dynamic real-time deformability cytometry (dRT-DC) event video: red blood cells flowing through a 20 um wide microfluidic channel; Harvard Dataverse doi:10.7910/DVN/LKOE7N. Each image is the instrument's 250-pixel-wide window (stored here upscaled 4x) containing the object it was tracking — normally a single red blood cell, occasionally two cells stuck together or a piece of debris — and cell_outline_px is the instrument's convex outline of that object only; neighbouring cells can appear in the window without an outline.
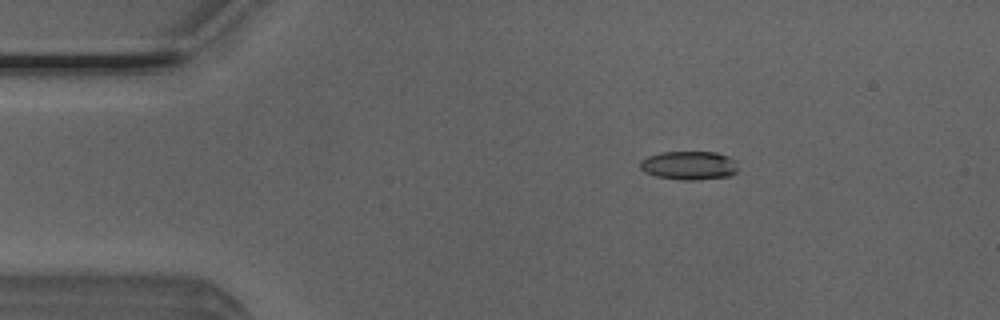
{"species": "Egyptian fruit bat (a non-hibernating species)", "species_latin": "Rousettus aegyptiacus", "temperature_condition": "room temperature", "stored_images_in_passage": 6, "camera_frame_rate_fps": 3000, "um_per_image_px": 0.085, "animal": {"sex": "male"}, "frame": {"image": 1, "passage_image": 3, "time_ms": 0.667, "image_size_px": [1000, 320], "cell_outline_px": [[736, 172], [728, 176], [696, 180], [684, 180], [656, 176], [644, 172], [640, 168], [640, 160], [648, 156], [660, 152], [716, 152], [728, 156], [736, 160]], "centroid_in_image_um": [58.55, 14.05], "position_along_channel_um": 26.4, "area_um2": 16.36}}
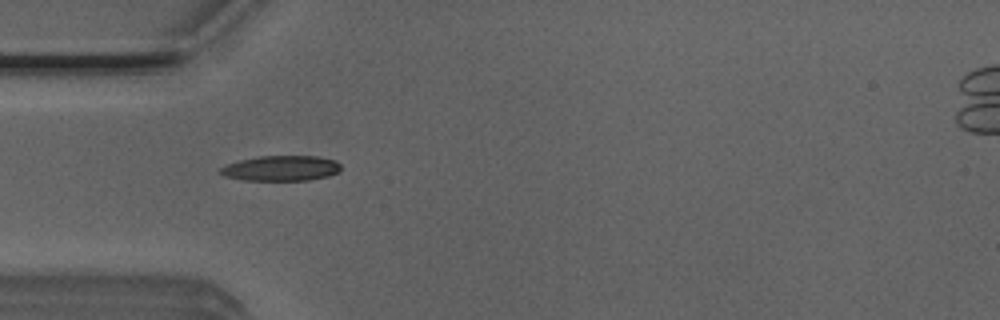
{"frame": {"image": 2, "passage_image": 5, "time_ms": 1.333, "image_size_px": [1000, 320], "cell_outline_px": [[340, 172], [328, 176], [308, 180], [244, 180], [224, 176], [216, 172], [220, 168], [228, 164], [240, 160], [260, 156], [316, 156], [336, 160], [340, 164]], "centroid_in_image_um": [23.89, 14.3], "position_along_channel_um": 61.1, "area_um2": 17.8}}